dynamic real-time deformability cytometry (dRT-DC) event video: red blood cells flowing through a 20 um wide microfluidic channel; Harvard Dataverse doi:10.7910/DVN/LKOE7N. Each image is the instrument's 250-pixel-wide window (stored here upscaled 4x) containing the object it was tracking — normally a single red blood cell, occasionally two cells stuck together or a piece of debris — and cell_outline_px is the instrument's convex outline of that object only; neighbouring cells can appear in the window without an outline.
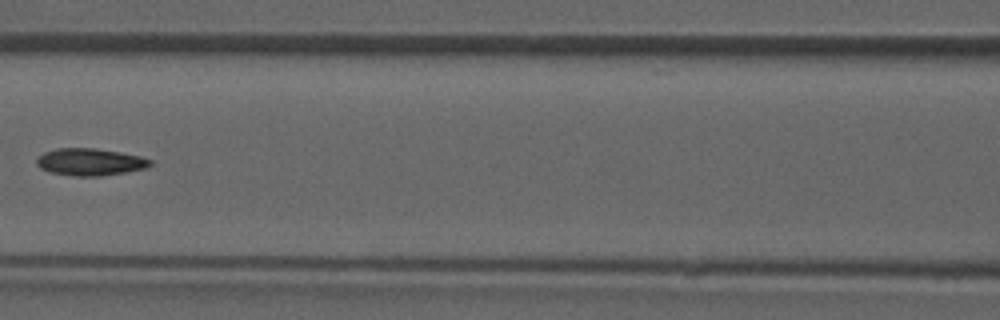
{"species": "common noctule bat (a hibernating species)", "species_latin": "Nyctalus noctula", "temperature_condition": "room temperature", "stored_images_in_passage": 8, "camera_frame_rate_fps": 3000, "um_per_image_px": 0.085, "animal": {"sex": "male", "forearm_length_mm": 52.5}, "frame": {"image": 1, "passage_image": 7, "time_ms": 7.0, "image_size_px": [1000, 320], "cell_outline_px": [[152, 164], [148, 168], [100, 176], [72, 176], [48, 172], [40, 168], [36, 164], [36, 160], [44, 152], [56, 148], [96, 148], [120, 152], [140, 156], [152, 160]], "centroid_in_image_um": [7.65, 13.77], "position_along_channel_um": 159.0, "area_um2": 18.09}}